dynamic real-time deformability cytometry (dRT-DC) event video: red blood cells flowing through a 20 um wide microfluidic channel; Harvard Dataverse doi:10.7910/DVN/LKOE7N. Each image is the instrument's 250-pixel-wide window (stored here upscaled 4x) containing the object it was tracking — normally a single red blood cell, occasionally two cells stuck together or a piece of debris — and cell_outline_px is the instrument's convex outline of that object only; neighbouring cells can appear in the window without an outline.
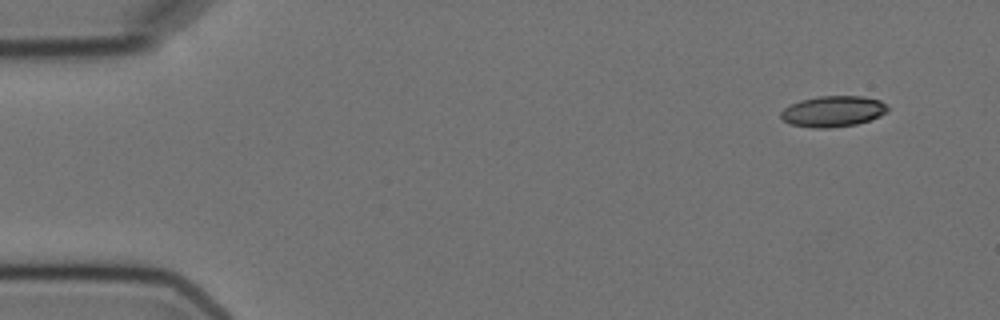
{"species": "Egyptian fruit bat (a non-hibernating species)", "species_latin": "Rousettus aegyptiacus", "temperature_condition": "cold", "stored_images_in_passage": 3, "camera_frame_rate_fps": 3000, "um_per_image_px": 0.085, "animal": {"sex": "female"}, "frame": {"image": 1, "passage_image": 1, "time_ms": 0.0, "image_size_px": [1000, 320], "cell_outline_px": [[888, 108], [880, 116], [856, 124], [828, 128], [812, 128], [788, 124], [780, 116], [780, 112], [784, 108], [800, 100], [820, 96], [860, 96], [880, 100]], "centroid_in_image_um": [70.75, 9.47], "position_along_channel_um": 14.2, "area_um2": 19.07}}